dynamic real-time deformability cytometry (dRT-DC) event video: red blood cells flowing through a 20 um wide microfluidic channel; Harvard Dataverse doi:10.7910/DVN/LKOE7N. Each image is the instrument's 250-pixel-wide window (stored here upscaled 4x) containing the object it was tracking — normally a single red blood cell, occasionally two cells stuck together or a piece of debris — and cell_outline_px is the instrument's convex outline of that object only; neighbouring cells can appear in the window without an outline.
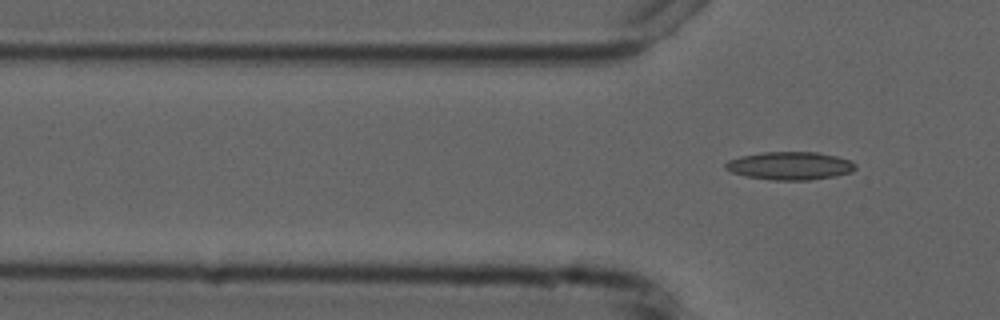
{"species": "common noctule bat (a hibernating species)", "species_latin": "Nyctalus noctula", "temperature_condition": "cold", "stored_images_in_passage": 5, "camera_frame_rate_fps": 3000, "um_per_image_px": 0.085, "animal": {"sex": "male", "forearm_length_mm": 52.5}, "frame": {"image": 1, "passage_image": 5, "time_ms": 5.333, "image_size_px": [1000, 320], "cell_outline_px": [[856, 168], [852, 172], [832, 176], [808, 180], [772, 180], [744, 176], [732, 172], [724, 168], [724, 164], [728, 160], [740, 156], [764, 152], [816, 152], [836, 156], [848, 160], [856, 164]], "centroid_in_image_um": [67.11, 14.09], "position_along_channel_um": 58.7, "area_um2": 21.15}}